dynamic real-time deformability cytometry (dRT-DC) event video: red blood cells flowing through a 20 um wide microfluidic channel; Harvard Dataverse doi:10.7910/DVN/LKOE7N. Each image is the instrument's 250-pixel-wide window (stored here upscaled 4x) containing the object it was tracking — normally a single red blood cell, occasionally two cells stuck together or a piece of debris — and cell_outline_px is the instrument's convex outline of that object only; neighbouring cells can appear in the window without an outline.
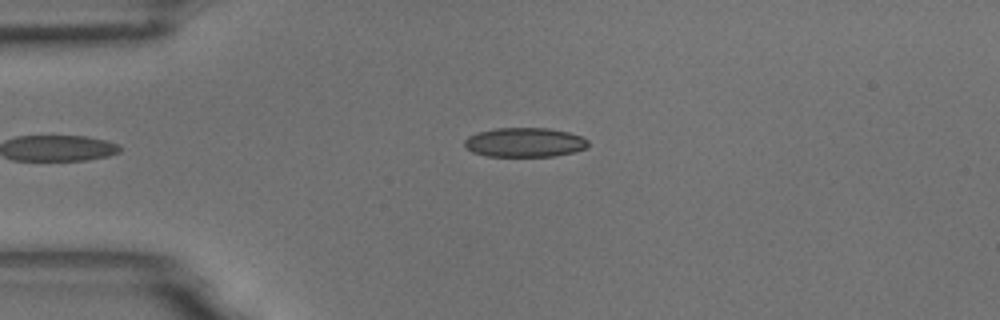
{"species": "common noctule bat (a hibernating species)", "species_latin": "Nyctalus noctula", "temperature_condition": "room temperature", "stored_images_in_passage": 4, "camera_frame_rate_fps": 3000, "um_per_image_px": 0.085, "animal": {"sex": "male", "body_mass_g": 18.8}, "frame": {"image": 1, "passage_image": 4, "time_ms": 1.0, "image_size_px": [1000, 320], "cell_outline_px": [[588, 144], [584, 148], [572, 152], [552, 156], [488, 156], [472, 152], [464, 144], [464, 140], [468, 136], [476, 132], [496, 128], [548, 128], [568, 132], [580, 136], [588, 140]], "centroid_in_image_um": [44.56, 12.09], "position_along_channel_um": 40.4, "area_um2": 20.98}}